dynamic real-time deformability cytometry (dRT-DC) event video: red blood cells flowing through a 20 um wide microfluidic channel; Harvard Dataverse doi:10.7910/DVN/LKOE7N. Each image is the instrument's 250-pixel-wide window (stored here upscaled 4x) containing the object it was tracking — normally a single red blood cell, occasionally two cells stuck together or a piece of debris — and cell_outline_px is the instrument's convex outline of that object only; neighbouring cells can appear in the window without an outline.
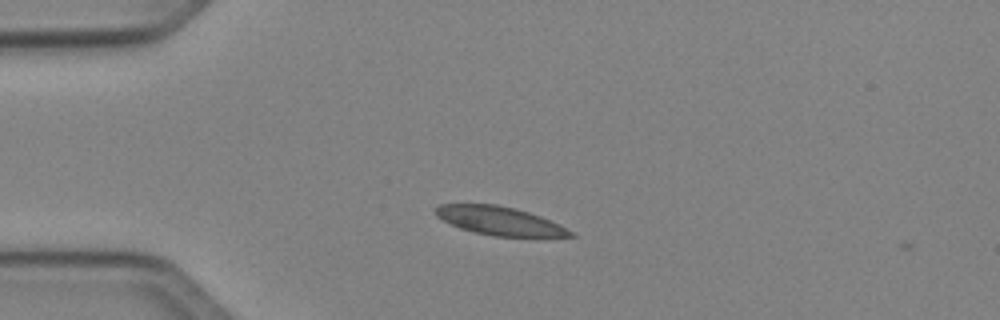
{"species": "Egyptian fruit bat (a non-hibernating species)", "species_latin": "Rousettus aegyptiacus", "temperature_condition": "cold", "stored_images_in_passage": 4, "camera_frame_rate_fps": 3000, "um_per_image_px": 0.085, "animal": {"sex": "female"}, "frame": {"image": 1, "passage_image": 1, "time_ms": 0.0, "image_size_px": [1000, 320], "cell_outline_px": [[576, 236], [496, 236], [472, 232], [460, 228], [436, 216], [432, 208], [440, 204], [496, 204], [516, 208], [540, 216], [572, 232]], "centroid_in_image_um": [42.36, 18.75], "position_along_channel_um": 42.6, "area_um2": 22.02}}